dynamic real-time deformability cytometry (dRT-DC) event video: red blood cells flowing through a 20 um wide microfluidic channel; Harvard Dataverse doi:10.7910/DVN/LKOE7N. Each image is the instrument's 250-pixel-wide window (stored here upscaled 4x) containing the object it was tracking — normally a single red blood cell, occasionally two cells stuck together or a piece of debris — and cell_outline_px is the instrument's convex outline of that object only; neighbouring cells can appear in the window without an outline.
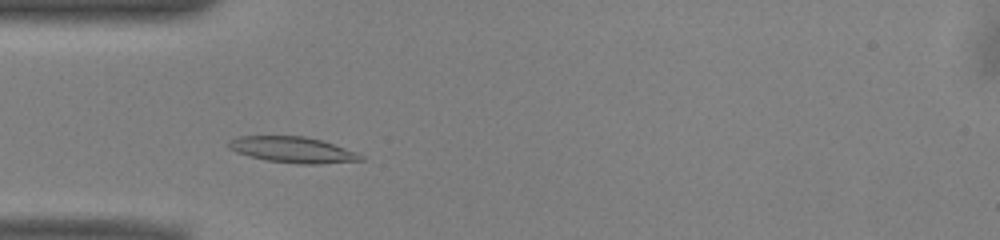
{"species": "common noctule bat (a hibernating species)", "species_latin": "Nyctalus noctula", "temperature_condition": "warm", "stored_images_in_passage": 44, "camera_frame_rate_fps": 3000, "um_per_image_px": 0.085, "animal": {"sex": "male", "body_mass_g": 13.0, "forearm_length_mm": 53.1}, "frame": {"image": 1, "passage_image": 8, "time_ms": 2.333, "image_size_px": [1000, 240], "cell_outline_px": [[368, 160], [320, 164], [300, 164], [268, 160], [248, 156], [236, 152], [228, 148], [228, 140], [236, 136], [304, 136], [320, 140], [356, 152], [364, 156]], "centroid_in_image_um": [24.87, 12.73], "position_along_channel_um": 60.1, "area_um2": 20.0}}
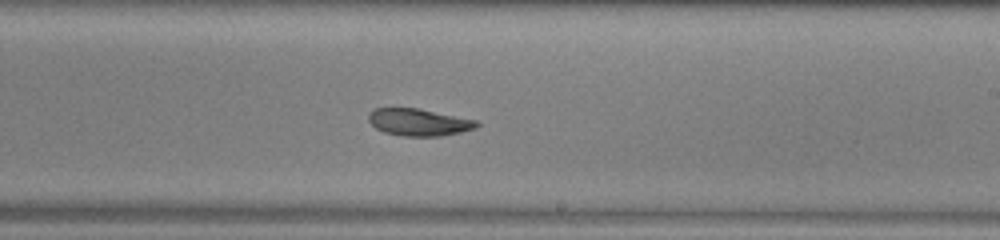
{"frame": {"image": 2, "passage_image": 23, "time_ms": 7.333, "image_size_px": [1000, 240], "cell_outline_px": [[480, 124], [476, 128], [460, 132], [440, 136], [400, 136], [384, 132], [376, 128], [368, 120], [368, 112], [372, 108], [420, 108], [476, 120]], "centroid_in_image_um": [35.57, 10.38], "position_along_channel_um": 253.4, "area_um2": 17.22}}
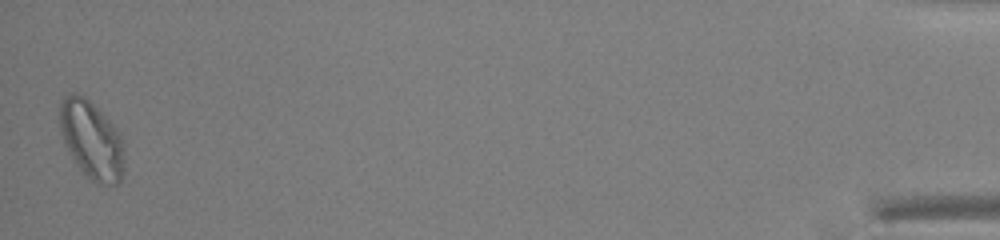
{"frame": {"image": 3, "passage_image": 44, "time_ms": 14.333, "image_size_px": [1000, 240], "cell_outline_px": [[124, 176], [120, 184], [100, 184], [92, 180], [76, 164], [68, 152], [64, 144], [60, 132], [60, 100], [64, 96], [72, 92], [84, 96], [116, 128], [120, 136], [124, 148]], "centroid_in_image_um": [7.78, 11.92], "position_along_channel_um": 427.4, "area_um2": 29.36}, "authors_computed_cell_mechanics": {"area_um2": 18.9873, "velocity_mm_per_s": 3.9083, "shape_relaxation_time_tau1_ms": 4.9262, "shape_relaxation_time_tau2_ms": 6.5871, "deformation_change_tau1": 0.1487, "deformation_change_tau2": 0.1376}}